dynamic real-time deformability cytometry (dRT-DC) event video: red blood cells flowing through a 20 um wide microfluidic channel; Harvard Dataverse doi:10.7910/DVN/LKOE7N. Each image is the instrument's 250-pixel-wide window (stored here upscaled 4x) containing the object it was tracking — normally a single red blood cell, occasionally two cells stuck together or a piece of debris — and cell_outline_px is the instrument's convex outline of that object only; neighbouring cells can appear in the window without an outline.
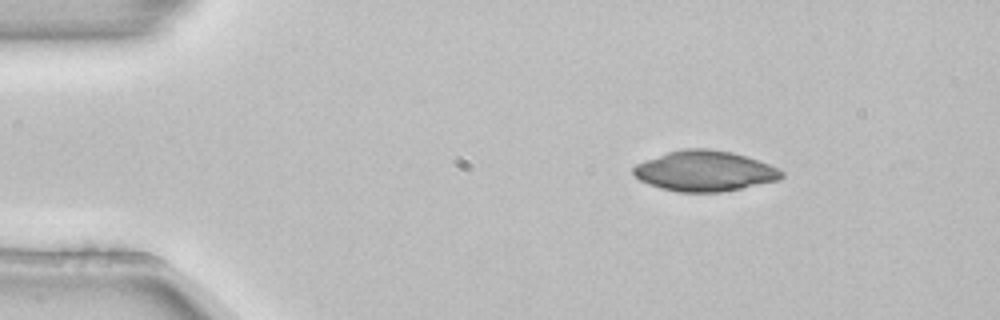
{"species": "common noctule bat (a hibernating species)", "species_latin": "Nyctalus noctula", "temperature_condition": "room temperature", "stored_images_in_passage": 4, "segment_of_instrument_passage": [2, 2], "camera_frame_rate_fps": 3000, "um_per_image_px": 0.085, "animal": {"sex": "female", "body_mass_g": 22.7, "forearm_length_mm": 54.2}, "frame": {"image": 1, "passage_image": 4, "time_ms": 1.0, "image_size_px": [1000, 320], "cell_outline_px": [[784, 176], [780, 180], [724, 192], [676, 192], [660, 188], [648, 184], [640, 180], [632, 172], [632, 168], [636, 164], [644, 160], [668, 152], [684, 148], [708, 148], [732, 152], [780, 168], [784, 172]], "centroid_in_image_um": [59.9, 14.54], "position_along_channel_um": 25.1, "area_um2": 35.14}}